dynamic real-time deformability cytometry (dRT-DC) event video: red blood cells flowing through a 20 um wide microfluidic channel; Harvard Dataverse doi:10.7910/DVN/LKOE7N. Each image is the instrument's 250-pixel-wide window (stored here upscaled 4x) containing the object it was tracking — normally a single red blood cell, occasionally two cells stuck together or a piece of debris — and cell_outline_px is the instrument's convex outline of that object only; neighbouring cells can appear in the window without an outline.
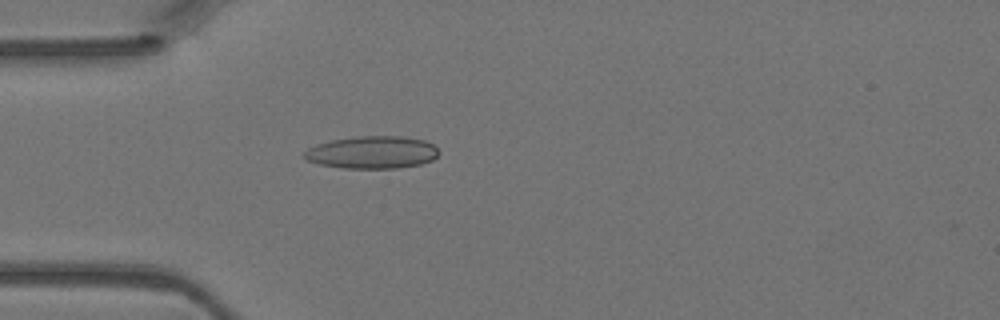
{"species": "Egyptian fruit bat (a non-hibernating species)", "species_latin": "Rousettus aegyptiacus", "temperature_condition": "warm", "stored_images_in_passage": 3, "camera_frame_rate_fps": 3000, "um_per_image_px": 0.085, "animal": {"sex": "female"}, "frame": {"image": 1, "passage_image": 3, "time_ms": 0.667, "image_size_px": [1000, 320], "cell_outline_px": [[440, 152], [432, 160], [420, 164], [396, 168], [344, 168], [320, 164], [308, 160], [300, 156], [308, 148], [316, 144], [332, 140], [356, 136], [400, 136], [424, 140], [432, 144]], "centroid_in_image_um": [31.61, 12.94], "position_along_channel_um": 53.4, "area_um2": 25.43}}